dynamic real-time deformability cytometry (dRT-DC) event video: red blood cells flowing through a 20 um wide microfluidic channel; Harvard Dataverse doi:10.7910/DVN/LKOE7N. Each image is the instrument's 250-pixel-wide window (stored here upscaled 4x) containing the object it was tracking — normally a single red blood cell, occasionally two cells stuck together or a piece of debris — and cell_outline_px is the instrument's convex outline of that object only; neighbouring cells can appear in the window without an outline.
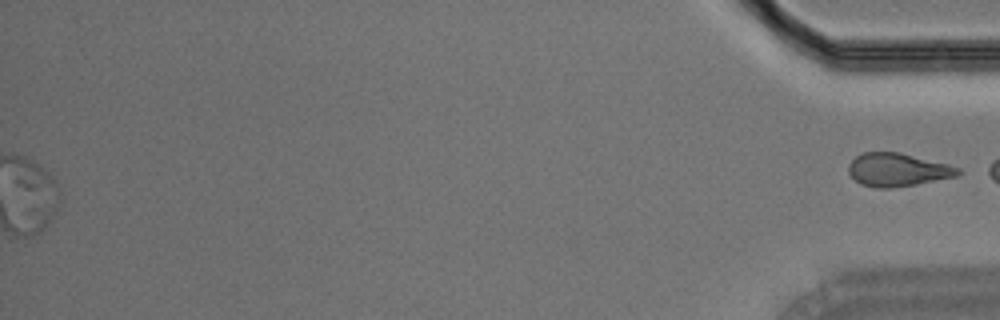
{"species": "Egyptian fruit bat (a non-hibernating species)", "species_latin": "Rousettus aegyptiacus", "temperature_condition": "room temperature", "stored_images_in_passage": 43, "segment_of_instrument_passage": [2, 2], "camera_frame_rate_fps": 3000, "um_per_image_px": 0.085, "animal": {"sex": "male"}, "frame": {"image": 1, "passage_image": 43, "time_ms": 14.0, "image_size_px": [1000, 320], "cell_outline_px": [[964, 172], [956, 176], [916, 184], [892, 188], [876, 188], [860, 184], [848, 172], [848, 164], [856, 156], [864, 152], [900, 152], [948, 164], [960, 168]], "centroid_in_image_um": [76.3, 14.43], "position_along_channel_um": 358.9, "area_um2": 21.21}}